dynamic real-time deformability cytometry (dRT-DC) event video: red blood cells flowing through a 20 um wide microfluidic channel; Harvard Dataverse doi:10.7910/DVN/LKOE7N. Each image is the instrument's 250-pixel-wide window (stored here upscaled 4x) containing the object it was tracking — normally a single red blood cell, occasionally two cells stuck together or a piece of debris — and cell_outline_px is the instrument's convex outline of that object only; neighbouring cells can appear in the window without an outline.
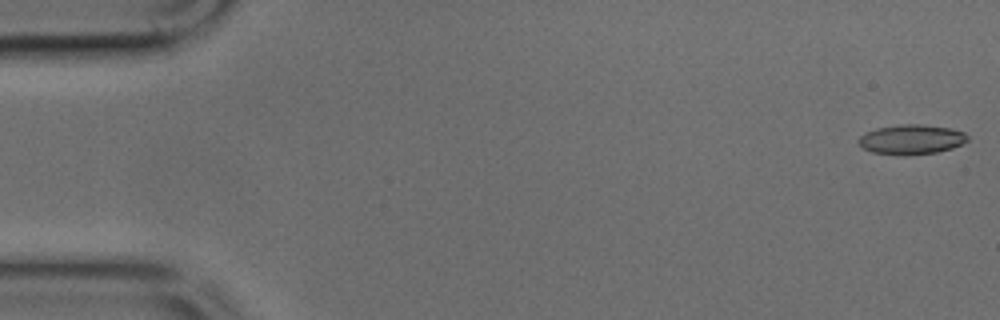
{"species": "common noctule bat (a hibernating species)", "species_latin": "Nyctalus noctula", "temperature_condition": "cold", "stored_images_in_passage": 49, "camera_frame_rate_fps": 3000, "um_per_image_px": 0.085, "animal": {"sex": "male", "body_mass_g": 17.9, "forearm_length_mm": 54.2}, "frame": {"image": 1, "passage_image": 1, "time_ms": 0.0, "image_size_px": [1000, 320], "cell_outline_px": [[968, 140], [952, 148], [936, 152], [904, 156], [900, 156], [872, 152], [864, 148], [860, 144], [860, 136], [876, 128], [900, 124], [920, 124], [948, 128], [964, 132], [968, 136]], "centroid_in_image_um": [77.47, 11.86], "position_along_channel_um": 7.5, "area_um2": 18.73}}
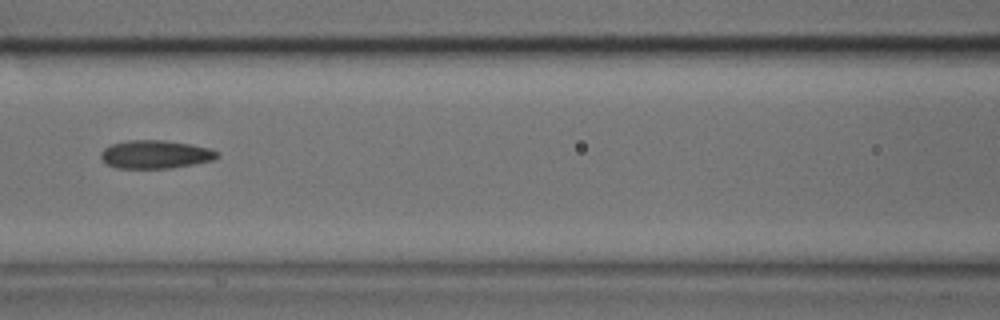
{"frame": {"image": 2, "passage_image": 21, "time_ms": 6.667, "image_size_px": [1000, 320], "cell_outline_px": [[220, 156], [212, 160], [192, 164], [168, 168], [116, 168], [104, 164], [100, 156], [100, 152], [104, 148], [112, 144], [128, 140], [164, 140], [212, 148], [220, 152]], "centroid_in_image_um": [13.19, 13.12], "position_along_channel_um": 153.4, "area_um2": 19.25}}
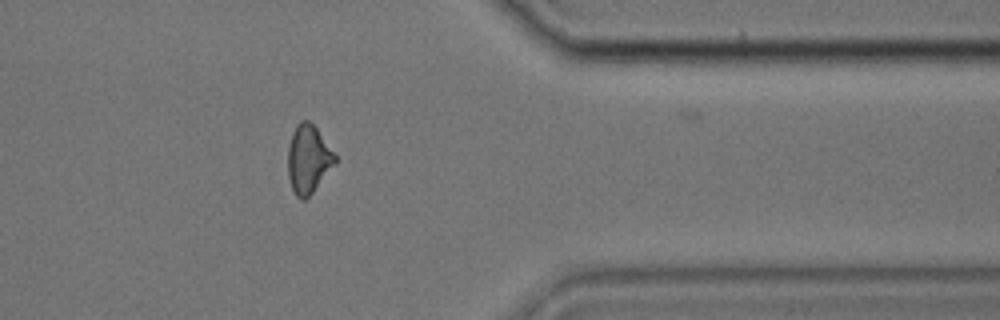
{"frame": {"image": 3, "passage_image": 39, "time_ms": 12.667, "image_size_px": [1000, 320], "cell_outline_px": [[336, 164], [312, 192], [304, 200], [300, 200], [296, 196], [292, 188], [288, 176], [288, 148], [292, 132], [296, 124], [300, 120], [308, 120], [316, 128], [336, 156]], "centroid_in_image_um": [26.19, 13.53], "position_along_channel_um": 385.2, "area_um2": 18.61}}